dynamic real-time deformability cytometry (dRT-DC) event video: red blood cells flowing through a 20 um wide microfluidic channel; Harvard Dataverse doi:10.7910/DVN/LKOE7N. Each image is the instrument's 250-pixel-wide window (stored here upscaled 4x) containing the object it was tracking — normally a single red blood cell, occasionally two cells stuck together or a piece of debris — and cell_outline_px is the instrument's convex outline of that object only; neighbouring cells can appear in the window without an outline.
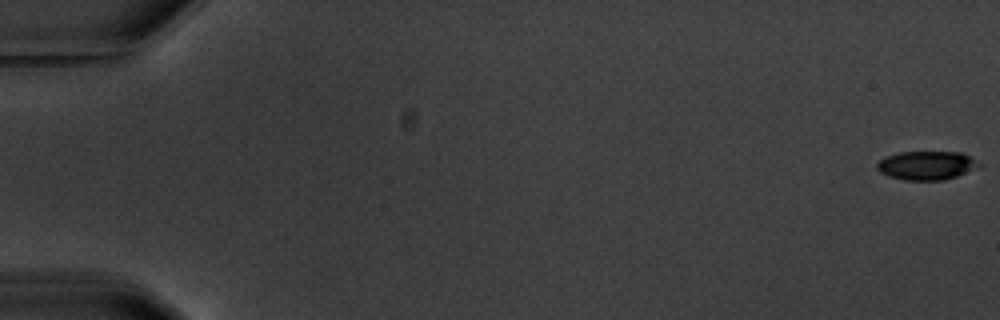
{"species": "common noctule bat (a hibernating species)", "species_latin": "Nyctalus noctula", "temperature_condition": "warm", "stored_images_in_passage": 4, "camera_frame_rate_fps": 3000, "um_per_image_px": 0.085, "animal": {"sex": "male", "body_mass_g": 20.1, "forearm_length_mm": 53.5}, "frame": {"image": 1, "passage_image": 1, "time_ms": 0.0, "image_size_px": [1000, 320], "cell_outline_px": [[980, 168], [944, 180], [904, 180], [888, 176], [880, 172], [876, 168], [876, 164], [880, 160], [888, 156], [900, 152], [964, 152], [980, 164]], "centroid_in_image_um": [78.78, 14.06], "position_along_channel_um": 6.2, "area_um2": 17.11}}